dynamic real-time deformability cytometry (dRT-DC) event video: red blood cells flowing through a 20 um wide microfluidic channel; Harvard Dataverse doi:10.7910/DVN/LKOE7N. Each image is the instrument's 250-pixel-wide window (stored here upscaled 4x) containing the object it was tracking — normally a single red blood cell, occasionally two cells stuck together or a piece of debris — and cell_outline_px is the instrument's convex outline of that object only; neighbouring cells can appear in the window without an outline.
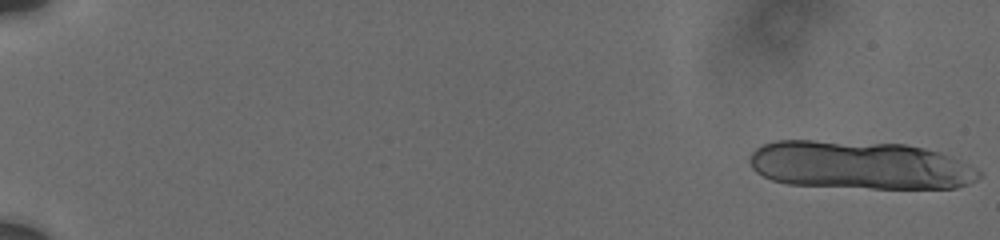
{"species": "human", "species_latin": "Homo sapiens", "temperature_condition": "cold", "stored_images_in_passage": 16, "camera_frame_rate_fps": 3000, "um_per_image_px": 0.085, "donor": {"sex": "male"}, "frame": {"image": 1, "passage_image": 1, "time_ms": 0.0, "image_size_px": [1000, 240], "cell_outline_px": [[984, 172], [976, 180], [968, 184], [956, 188], [872, 188], [788, 184], [772, 180], [756, 172], [752, 168], [748, 160], [752, 152], [756, 148], [764, 144], [776, 140], [812, 140], [904, 144], [924, 148], [940, 152], [968, 164]], "centroid_in_image_um": [73.08, 14.04], "position_along_channel_um": 11.9, "area_um2": 64.62}}